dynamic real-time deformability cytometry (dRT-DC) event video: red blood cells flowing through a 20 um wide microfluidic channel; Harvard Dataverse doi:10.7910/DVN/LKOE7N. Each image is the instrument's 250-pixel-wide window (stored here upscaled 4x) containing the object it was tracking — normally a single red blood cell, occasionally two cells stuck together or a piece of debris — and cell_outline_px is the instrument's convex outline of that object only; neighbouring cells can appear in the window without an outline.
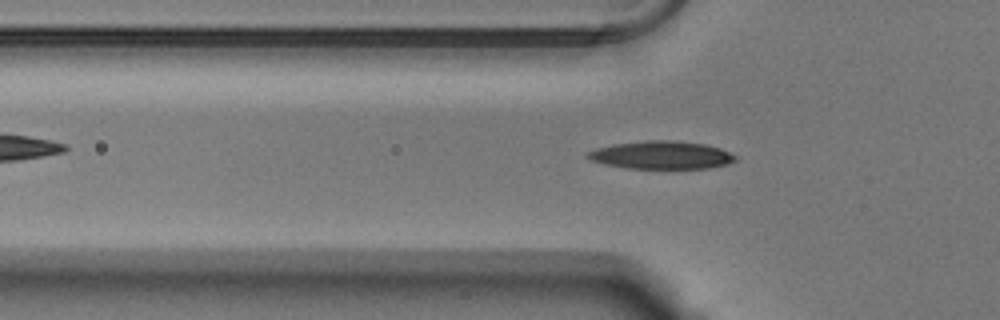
{"species": "Egyptian fruit bat (a non-hibernating species)", "species_latin": "Rousettus aegyptiacus", "temperature_condition": "warm", "stored_images_in_passage": 45, "camera_frame_rate_fps": 3000, "um_per_image_px": 0.085, "animal": {"sex": "male"}, "frame": {"image": 1, "passage_image": 8, "time_ms": 2.333, "image_size_px": [1000, 320], "cell_outline_px": [[736, 160], [728, 164], [708, 168], [628, 168], [604, 164], [592, 160], [584, 156], [588, 152], [596, 148], [612, 144], [648, 140], [672, 140], [704, 144], [720, 148], [736, 156]], "centroid_in_image_um": [56.2, 13.17], "position_along_channel_um": 69.6, "area_um2": 23.93}}
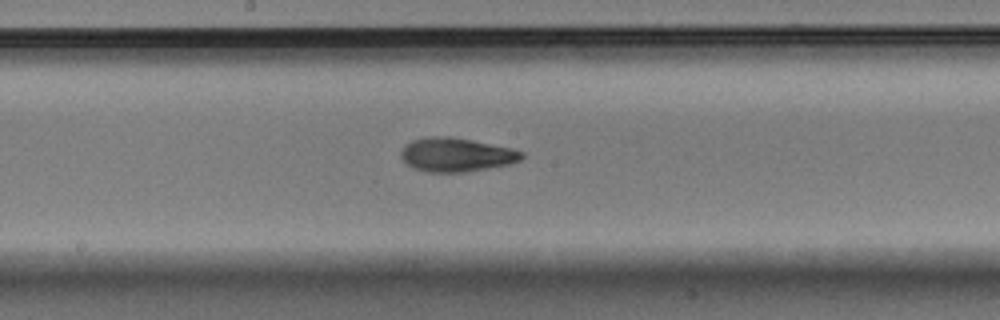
{"frame": {"image": 2, "passage_image": 19, "time_ms": 6.0, "image_size_px": [1000, 320], "cell_outline_px": [[524, 156], [520, 160], [508, 164], [464, 172], [428, 172], [412, 168], [400, 156], [400, 152], [404, 144], [412, 140], [428, 136], [448, 136], [472, 140], [512, 148], [524, 152]], "centroid_in_image_um": [38.75, 13.14], "position_along_channel_um": 209.4, "area_um2": 23.81}}
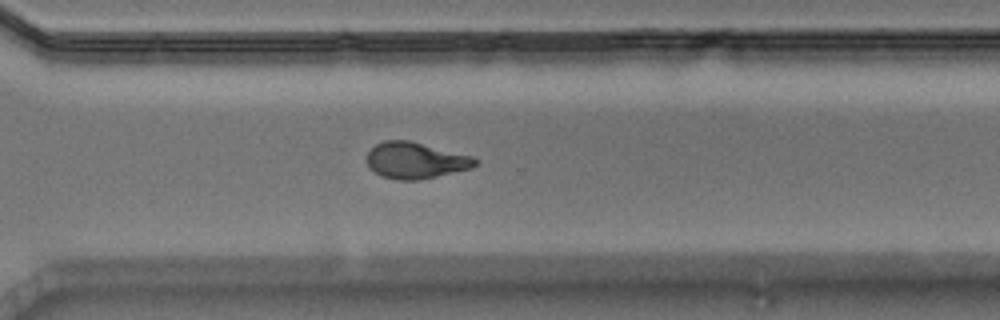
{"frame": {"image": 3, "passage_image": 29, "time_ms": 9.333, "image_size_px": [1000, 320], "cell_outline_px": [[480, 160], [472, 168], [420, 180], [396, 180], [380, 176], [368, 164], [368, 152], [376, 144], [384, 140], [408, 140], [472, 156]], "centroid_in_image_um": [35.34, 13.64], "position_along_channel_um": 335.3, "area_um2": 22.77}}